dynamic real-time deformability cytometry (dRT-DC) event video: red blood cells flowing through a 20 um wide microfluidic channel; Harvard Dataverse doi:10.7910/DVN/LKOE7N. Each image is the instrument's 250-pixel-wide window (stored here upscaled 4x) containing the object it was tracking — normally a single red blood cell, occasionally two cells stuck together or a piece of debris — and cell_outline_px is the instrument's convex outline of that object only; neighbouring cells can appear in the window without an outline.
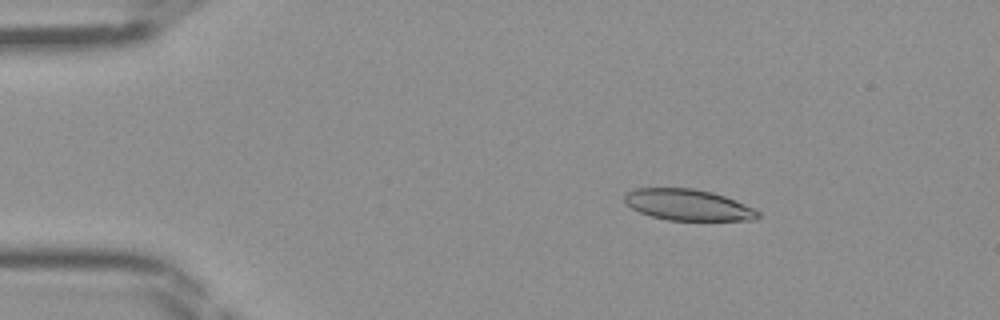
{"species": "Egyptian fruit bat (a non-hibernating species)", "species_latin": "Rousettus aegyptiacus", "temperature_condition": "room temperature", "stored_images_in_passage": 46, "camera_frame_rate_fps": 3000, "um_per_image_px": 0.085, "frame": {"image": 1, "passage_image": 8, "time_ms": 2.333, "image_size_px": [1000, 320], "cell_outline_px": [[760, 216], [756, 220], [668, 220], [652, 216], [640, 212], [632, 208], [624, 200], [624, 192], [636, 188], [692, 188], [712, 192], [724, 196], [744, 204], [760, 212]], "centroid_in_image_um": [58.46, 17.41], "position_along_channel_um": 26.5, "area_um2": 24.1}}
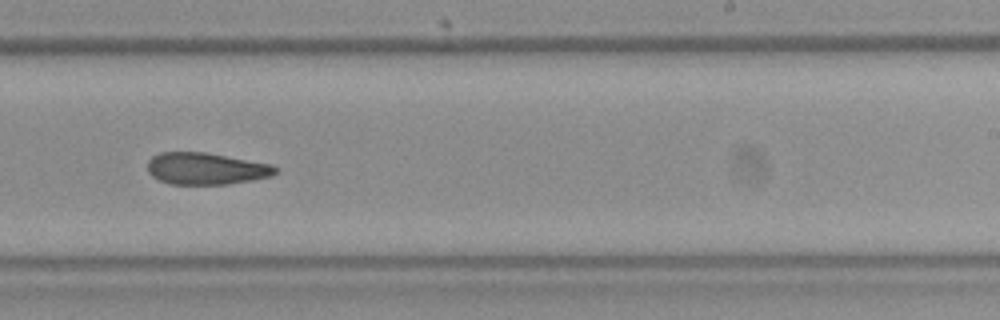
{"frame": {"image": 2, "passage_image": 29, "time_ms": 9.333, "image_size_px": [1000, 320], "cell_outline_px": [[280, 172], [272, 176], [252, 180], [228, 184], [172, 184], [160, 180], [152, 176], [148, 172], [148, 160], [152, 156], [160, 152], [204, 152], [272, 164]], "centroid_in_image_um": [17.53, 14.33], "position_along_channel_um": 271.5, "area_um2": 23.76}}
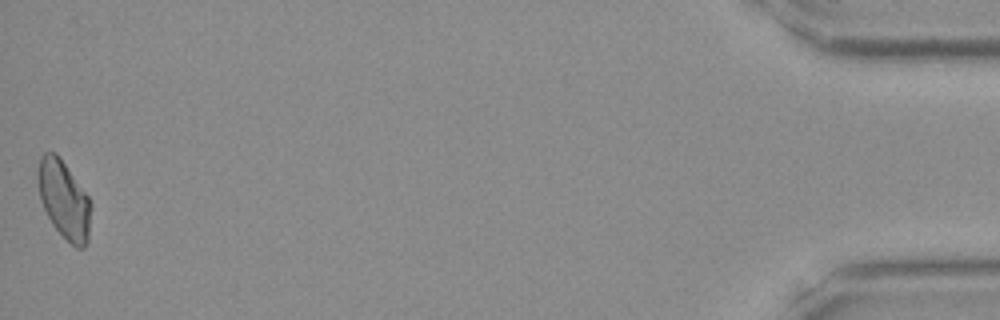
{"frame": {"image": 3, "passage_image": 46, "time_ms": 15.0, "image_size_px": [1000, 320], "cell_outline_px": [[92, 208], [88, 240], [84, 248], [76, 248], [52, 224], [40, 200], [36, 180], [36, 172], [40, 156], [44, 152], [56, 152], [88, 196], [92, 204]], "centroid_in_image_um": [5.43, 16.95], "position_along_channel_um": 429.8, "area_um2": 24.28}}